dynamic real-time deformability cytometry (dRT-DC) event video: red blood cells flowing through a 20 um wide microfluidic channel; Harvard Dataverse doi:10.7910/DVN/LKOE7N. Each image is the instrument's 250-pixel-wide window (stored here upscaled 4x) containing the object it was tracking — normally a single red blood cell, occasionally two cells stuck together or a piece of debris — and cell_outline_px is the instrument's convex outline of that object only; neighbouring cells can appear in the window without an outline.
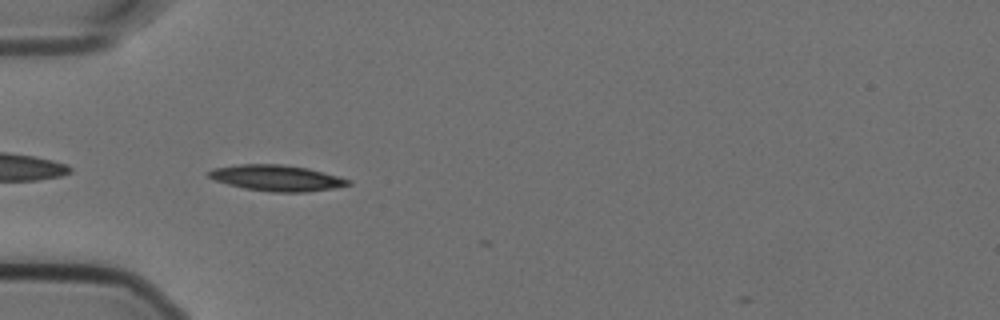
{"species": "Egyptian fruit bat (a non-hibernating species)", "species_latin": "Rousettus aegyptiacus", "temperature_condition": "cold", "stored_images_in_passage": 3, "camera_frame_rate_fps": 3000, "um_per_image_px": 0.085, "animal": {"sex": "female"}, "frame": {"image": 1, "passage_image": 2, "time_ms": 0.333, "image_size_px": [1000, 320], "cell_outline_px": [[352, 184], [332, 188], [304, 192], [272, 192], [244, 188], [228, 184], [216, 180], [208, 176], [204, 172], [212, 168], [240, 164], [280, 164], [308, 168], [352, 180]], "centroid_in_image_um": [23.49, 15.12], "position_along_channel_um": 61.5, "area_um2": 21.04}}